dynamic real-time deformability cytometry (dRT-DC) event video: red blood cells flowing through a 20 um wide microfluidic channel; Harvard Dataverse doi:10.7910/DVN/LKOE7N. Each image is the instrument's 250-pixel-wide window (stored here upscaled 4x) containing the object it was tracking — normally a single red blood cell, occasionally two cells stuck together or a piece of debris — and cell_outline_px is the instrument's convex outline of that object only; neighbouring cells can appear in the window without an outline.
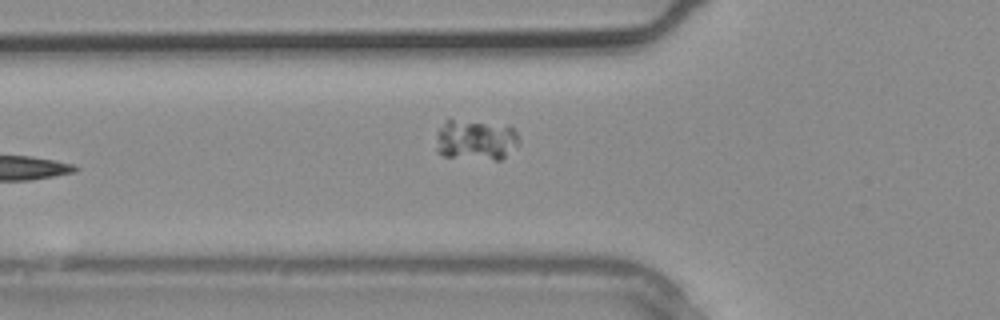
{"species": "common noctule bat (a hibernating species)", "species_latin": "Nyctalus noctula", "temperature_condition": "warm", "stored_images_in_passage": 4, "camera_frame_rate_fps": 3000, "um_per_image_px": 0.085, "animal": {"sex": "male", "body_mass_g": 20.4}, "frame": {"image": 1, "passage_image": 4, "time_ms": 1.0, "image_size_px": [1000, 320], "cell_outline_px": [[520, 140], [500, 160], [496, 160], [444, 156], [436, 152], [436, 148], [440, 128], [448, 116], [508, 124], [516, 132]], "centroid_in_image_um": [40.41, 11.81], "position_along_channel_um": 85.4, "area_um2": 20.17}}